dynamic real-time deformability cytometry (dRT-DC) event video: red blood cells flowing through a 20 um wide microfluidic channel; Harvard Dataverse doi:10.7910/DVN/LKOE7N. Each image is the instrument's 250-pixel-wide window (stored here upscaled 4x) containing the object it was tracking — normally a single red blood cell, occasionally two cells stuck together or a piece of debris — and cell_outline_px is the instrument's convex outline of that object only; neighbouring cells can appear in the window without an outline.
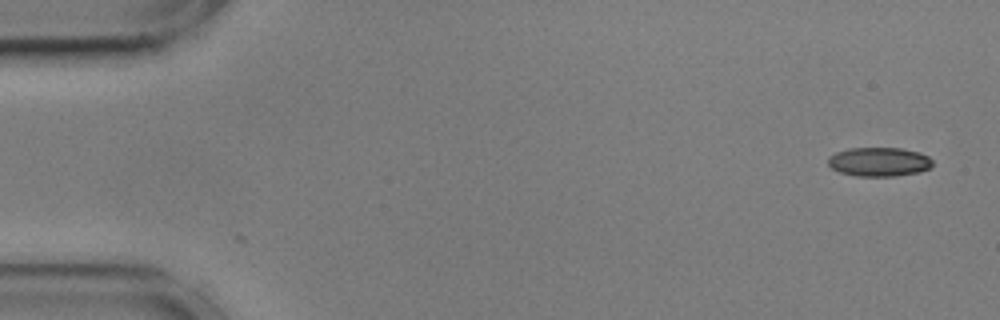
{"species": "common noctule bat (a hibernating species)", "species_latin": "Nyctalus noctula", "temperature_condition": "cold", "stored_images_in_passage": 4, "camera_frame_rate_fps": 3000, "um_per_image_px": 0.085, "animal": {"sex": "male", "body_mass_g": 17.9, "forearm_length_mm": 54.2}, "frame": {"image": 1, "passage_image": 4, "time_ms": 1.0, "image_size_px": [1000, 320], "cell_outline_px": [[932, 168], [920, 172], [892, 176], [856, 176], [840, 172], [832, 168], [828, 164], [828, 156], [836, 152], [848, 148], [900, 148], [920, 152], [928, 156], [932, 160]], "centroid_in_image_um": [74.73, 13.75], "position_along_channel_um": 10.3, "area_um2": 17.8}}